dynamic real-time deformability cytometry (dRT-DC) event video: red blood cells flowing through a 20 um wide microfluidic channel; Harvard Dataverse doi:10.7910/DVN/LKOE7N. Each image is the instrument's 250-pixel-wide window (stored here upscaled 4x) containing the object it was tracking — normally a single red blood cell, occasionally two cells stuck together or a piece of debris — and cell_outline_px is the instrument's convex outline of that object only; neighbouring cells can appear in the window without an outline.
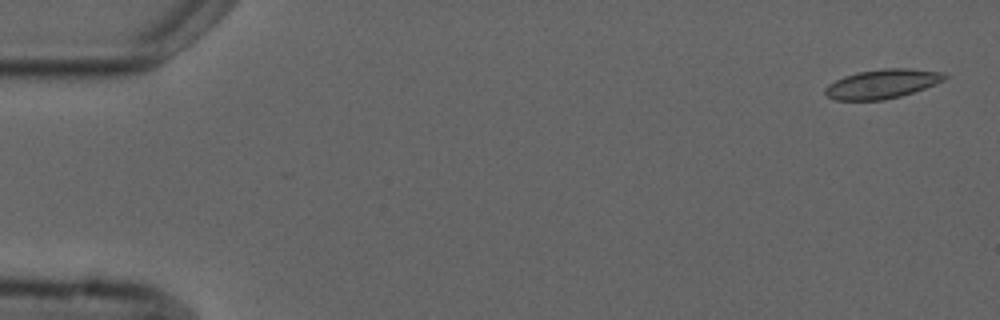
{"species": "common noctule bat (a hibernating species)", "species_latin": "Nyctalus noctula", "temperature_condition": "cold", "stored_images_in_passage": 6, "camera_frame_rate_fps": 3000, "um_per_image_px": 0.085, "animal": {"sex": "male", "forearm_length_mm": 52.5}, "frame": {"image": 1, "passage_image": 1, "time_ms": 0.0, "image_size_px": [1000, 320], "cell_outline_px": [[948, 76], [944, 80], [924, 88], [900, 96], [884, 100], [836, 100], [828, 96], [824, 92], [824, 88], [828, 84], [844, 76], [860, 72], [884, 68], [908, 68], [944, 72]], "centroid_in_image_um": [74.98, 7.12], "position_along_channel_um": 10.0, "area_um2": 20.17}}